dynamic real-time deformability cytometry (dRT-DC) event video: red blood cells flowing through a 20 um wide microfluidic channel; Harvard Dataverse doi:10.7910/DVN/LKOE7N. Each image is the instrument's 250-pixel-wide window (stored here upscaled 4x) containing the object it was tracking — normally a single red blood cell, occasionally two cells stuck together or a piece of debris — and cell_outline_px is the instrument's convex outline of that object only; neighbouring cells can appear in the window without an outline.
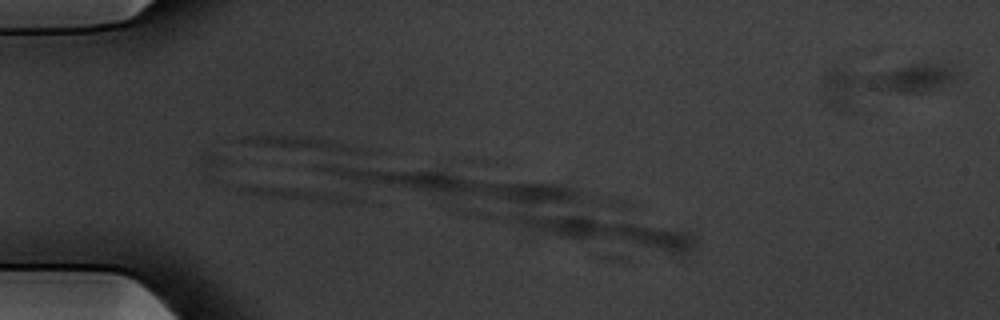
{"species": "common noctule bat (a hibernating species)", "species_latin": "Nyctalus noctula", "temperature_condition": "warm", "stored_images_in_passage": 4, "camera_frame_rate_fps": 3000, "um_per_image_px": 0.085, "animal": {"sex": "male", "body_mass_g": 20.1, "forearm_length_mm": 53.5}, "frame": {"image": 1, "passage_image": 1, "time_ms": 0.0, "image_size_px": [1000, 320], "cell_outline_px": [[352, 200], [332, 200], [260, 196], [236, 192], [208, 184], [204, 176], [200, 160], [200, 156], [204, 152], [212, 152], [344, 196]], "centroid_in_image_um": [21.89, 15.32], "position_along_channel_um": 63.1, "area_um2": 23.0}}